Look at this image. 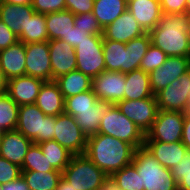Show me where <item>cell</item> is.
Masks as SVG:
<instances>
[{
	"label": "cell",
	"mask_w": 190,
	"mask_h": 190,
	"mask_svg": "<svg viewBox=\"0 0 190 190\" xmlns=\"http://www.w3.org/2000/svg\"><path fill=\"white\" fill-rule=\"evenodd\" d=\"M90 35L92 34L84 31L82 28L74 26V28L68 33V44L76 48L83 40L90 39Z\"/></svg>",
	"instance_id": "cell-45"
},
{
	"label": "cell",
	"mask_w": 190,
	"mask_h": 190,
	"mask_svg": "<svg viewBox=\"0 0 190 190\" xmlns=\"http://www.w3.org/2000/svg\"><path fill=\"white\" fill-rule=\"evenodd\" d=\"M30 190H55L62 178V172L22 171Z\"/></svg>",
	"instance_id": "cell-32"
},
{
	"label": "cell",
	"mask_w": 190,
	"mask_h": 190,
	"mask_svg": "<svg viewBox=\"0 0 190 190\" xmlns=\"http://www.w3.org/2000/svg\"><path fill=\"white\" fill-rule=\"evenodd\" d=\"M97 101L98 98L92 89L78 95L70 96L65 98L64 113L74 117L76 110L91 109Z\"/></svg>",
	"instance_id": "cell-35"
},
{
	"label": "cell",
	"mask_w": 190,
	"mask_h": 190,
	"mask_svg": "<svg viewBox=\"0 0 190 190\" xmlns=\"http://www.w3.org/2000/svg\"><path fill=\"white\" fill-rule=\"evenodd\" d=\"M74 24L89 34L103 35V29L92 12L75 15Z\"/></svg>",
	"instance_id": "cell-38"
},
{
	"label": "cell",
	"mask_w": 190,
	"mask_h": 190,
	"mask_svg": "<svg viewBox=\"0 0 190 190\" xmlns=\"http://www.w3.org/2000/svg\"><path fill=\"white\" fill-rule=\"evenodd\" d=\"M145 33L146 32L128 10L103 29V37L105 39L124 43L140 37Z\"/></svg>",
	"instance_id": "cell-19"
},
{
	"label": "cell",
	"mask_w": 190,
	"mask_h": 190,
	"mask_svg": "<svg viewBox=\"0 0 190 190\" xmlns=\"http://www.w3.org/2000/svg\"><path fill=\"white\" fill-rule=\"evenodd\" d=\"M167 55L160 49L150 44L144 58L141 61L140 69L150 74L159 68L167 59Z\"/></svg>",
	"instance_id": "cell-37"
},
{
	"label": "cell",
	"mask_w": 190,
	"mask_h": 190,
	"mask_svg": "<svg viewBox=\"0 0 190 190\" xmlns=\"http://www.w3.org/2000/svg\"><path fill=\"white\" fill-rule=\"evenodd\" d=\"M5 3H11L15 5H32L33 0H2Z\"/></svg>",
	"instance_id": "cell-51"
},
{
	"label": "cell",
	"mask_w": 190,
	"mask_h": 190,
	"mask_svg": "<svg viewBox=\"0 0 190 190\" xmlns=\"http://www.w3.org/2000/svg\"><path fill=\"white\" fill-rule=\"evenodd\" d=\"M44 81L24 75L7 81L6 93L17 105L35 104Z\"/></svg>",
	"instance_id": "cell-18"
},
{
	"label": "cell",
	"mask_w": 190,
	"mask_h": 190,
	"mask_svg": "<svg viewBox=\"0 0 190 190\" xmlns=\"http://www.w3.org/2000/svg\"><path fill=\"white\" fill-rule=\"evenodd\" d=\"M87 139V135L81 131L73 116L66 113L56 116L53 140L59 145L73 155H80L85 153Z\"/></svg>",
	"instance_id": "cell-10"
},
{
	"label": "cell",
	"mask_w": 190,
	"mask_h": 190,
	"mask_svg": "<svg viewBox=\"0 0 190 190\" xmlns=\"http://www.w3.org/2000/svg\"><path fill=\"white\" fill-rule=\"evenodd\" d=\"M35 13L32 5H15L2 2L0 4V20L19 37L24 31L25 24Z\"/></svg>",
	"instance_id": "cell-24"
},
{
	"label": "cell",
	"mask_w": 190,
	"mask_h": 190,
	"mask_svg": "<svg viewBox=\"0 0 190 190\" xmlns=\"http://www.w3.org/2000/svg\"><path fill=\"white\" fill-rule=\"evenodd\" d=\"M22 175L20 166L0 157V183L6 184Z\"/></svg>",
	"instance_id": "cell-39"
},
{
	"label": "cell",
	"mask_w": 190,
	"mask_h": 190,
	"mask_svg": "<svg viewBox=\"0 0 190 190\" xmlns=\"http://www.w3.org/2000/svg\"><path fill=\"white\" fill-rule=\"evenodd\" d=\"M0 66L6 80L26 75L25 43L17 41L0 50Z\"/></svg>",
	"instance_id": "cell-20"
},
{
	"label": "cell",
	"mask_w": 190,
	"mask_h": 190,
	"mask_svg": "<svg viewBox=\"0 0 190 190\" xmlns=\"http://www.w3.org/2000/svg\"><path fill=\"white\" fill-rule=\"evenodd\" d=\"M190 70V57H167L164 64L152 71L150 87L154 96Z\"/></svg>",
	"instance_id": "cell-14"
},
{
	"label": "cell",
	"mask_w": 190,
	"mask_h": 190,
	"mask_svg": "<svg viewBox=\"0 0 190 190\" xmlns=\"http://www.w3.org/2000/svg\"><path fill=\"white\" fill-rule=\"evenodd\" d=\"M2 186H3V184L0 183V190H3V189H2Z\"/></svg>",
	"instance_id": "cell-55"
},
{
	"label": "cell",
	"mask_w": 190,
	"mask_h": 190,
	"mask_svg": "<svg viewBox=\"0 0 190 190\" xmlns=\"http://www.w3.org/2000/svg\"><path fill=\"white\" fill-rule=\"evenodd\" d=\"M56 116L45 115L36 104L19 105L16 130L39 144L54 139Z\"/></svg>",
	"instance_id": "cell-5"
},
{
	"label": "cell",
	"mask_w": 190,
	"mask_h": 190,
	"mask_svg": "<svg viewBox=\"0 0 190 190\" xmlns=\"http://www.w3.org/2000/svg\"><path fill=\"white\" fill-rule=\"evenodd\" d=\"M186 13L190 15V0H186Z\"/></svg>",
	"instance_id": "cell-53"
},
{
	"label": "cell",
	"mask_w": 190,
	"mask_h": 190,
	"mask_svg": "<svg viewBox=\"0 0 190 190\" xmlns=\"http://www.w3.org/2000/svg\"><path fill=\"white\" fill-rule=\"evenodd\" d=\"M151 44L168 57H190V15L163 14L158 25L149 32Z\"/></svg>",
	"instance_id": "cell-1"
},
{
	"label": "cell",
	"mask_w": 190,
	"mask_h": 190,
	"mask_svg": "<svg viewBox=\"0 0 190 190\" xmlns=\"http://www.w3.org/2000/svg\"><path fill=\"white\" fill-rule=\"evenodd\" d=\"M98 133L120 139L133 145L136 149L143 147L145 142V134L134 122L121 113L117 105H112L105 114L100 122Z\"/></svg>",
	"instance_id": "cell-7"
},
{
	"label": "cell",
	"mask_w": 190,
	"mask_h": 190,
	"mask_svg": "<svg viewBox=\"0 0 190 190\" xmlns=\"http://www.w3.org/2000/svg\"><path fill=\"white\" fill-rule=\"evenodd\" d=\"M125 81L124 100H140L154 97L150 87V76L142 69L125 73Z\"/></svg>",
	"instance_id": "cell-27"
},
{
	"label": "cell",
	"mask_w": 190,
	"mask_h": 190,
	"mask_svg": "<svg viewBox=\"0 0 190 190\" xmlns=\"http://www.w3.org/2000/svg\"><path fill=\"white\" fill-rule=\"evenodd\" d=\"M98 190H122L111 175L107 176Z\"/></svg>",
	"instance_id": "cell-48"
},
{
	"label": "cell",
	"mask_w": 190,
	"mask_h": 190,
	"mask_svg": "<svg viewBox=\"0 0 190 190\" xmlns=\"http://www.w3.org/2000/svg\"><path fill=\"white\" fill-rule=\"evenodd\" d=\"M127 10L145 32L154 29L163 15L160 0H129Z\"/></svg>",
	"instance_id": "cell-21"
},
{
	"label": "cell",
	"mask_w": 190,
	"mask_h": 190,
	"mask_svg": "<svg viewBox=\"0 0 190 190\" xmlns=\"http://www.w3.org/2000/svg\"><path fill=\"white\" fill-rule=\"evenodd\" d=\"M18 41L25 44L48 41L45 14L35 12L32 18L27 20Z\"/></svg>",
	"instance_id": "cell-30"
},
{
	"label": "cell",
	"mask_w": 190,
	"mask_h": 190,
	"mask_svg": "<svg viewBox=\"0 0 190 190\" xmlns=\"http://www.w3.org/2000/svg\"><path fill=\"white\" fill-rule=\"evenodd\" d=\"M3 190H30L27 185V182L21 175L19 178L12 180L2 186Z\"/></svg>",
	"instance_id": "cell-46"
},
{
	"label": "cell",
	"mask_w": 190,
	"mask_h": 190,
	"mask_svg": "<svg viewBox=\"0 0 190 190\" xmlns=\"http://www.w3.org/2000/svg\"><path fill=\"white\" fill-rule=\"evenodd\" d=\"M48 41L61 39L68 43V33L74 28L75 15L69 10L45 14Z\"/></svg>",
	"instance_id": "cell-26"
},
{
	"label": "cell",
	"mask_w": 190,
	"mask_h": 190,
	"mask_svg": "<svg viewBox=\"0 0 190 190\" xmlns=\"http://www.w3.org/2000/svg\"><path fill=\"white\" fill-rule=\"evenodd\" d=\"M6 87H7V80L4 77V74H3L1 66H0V93L5 92Z\"/></svg>",
	"instance_id": "cell-52"
},
{
	"label": "cell",
	"mask_w": 190,
	"mask_h": 190,
	"mask_svg": "<svg viewBox=\"0 0 190 190\" xmlns=\"http://www.w3.org/2000/svg\"><path fill=\"white\" fill-rule=\"evenodd\" d=\"M38 145L55 170L62 172L70 163L73 154L63 146L59 145L56 141H44Z\"/></svg>",
	"instance_id": "cell-31"
},
{
	"label": "cell",
	"mask_w": 190,
	"mask_h": 190,
	"mask_svg": "<svg viewBox=\"0 0 190 190\" xmlns=\"http://www.w3.org/2000/svg\"><path fill=\"white\" fill-rule=\"evenodd\" d=\"M26 75L52 81V68L48 41L25 44Z\"/></svg>",
	"instance_id": "cell-15"
},
{
	"label": "cell",
	"mask_w": 190,
	"mask_h": 190,
	"mask_svg": "<svg viewBox=\"0 0 190 190\" xmlns=\"http://www.w3.org/2000/svg\"><path fill=\"white\" fill-rule=\"evenodd\" d=\"M22 171L60 172L55 170L44 156L38 144H32L24 158Z\"/></svg>",
	"instance_id": "cell-34"
},
{
	"label": "cell",
	"mask_w": 190,
	"mask_h": 190,
	"mask_svg": "<svg viewBox=\"0 0 190 190\" xmlns=\"http://www.w3.org/2000/svg\"><path fill=\"white\" fill-rule=\"evenodd\" d=\"M127 10V0H94L93 15L102 29Z\"/></svg>",
	"instance_id": "cell-29"
},
{
	"label": "cell",
	"mask_w": 190,
	"mask_h": 190,
	"mask_svg": "<svg viewBox=\"0 0 190 190\" xmlns=\"http://www.w3.org/2000/svg\"><path fill=\"white\" fill-rule=\"evenodd\" d=\"M49 54L52 68V81L59 76L76 70L75 48L61 39L50 40Z\"/></svg>",
	"instance_id": "cell-16"
},
{
	"label": "cell",
	"mask_w": 190,
	"mask_h": 190,
	"mask_svg": "<svg viewBox=\"0 0 190 190\" xmlns=\"http://www.w3.org/2000/svg\"><path fill=\"white\" fill-rule=\"evenodd\" d=\"M185 114L177 111L159 110L151 129L145 135V141L180 142Z\"/></svg>",
	"instance_id": "cell-9"
},
{
	"label": "cell",
	"mask_w": 190,
	"mask_h": 190,
	"mask_svg": "<svg viewBox=\"0 0 190 190\" xmlns=\"http://www.w3.org/2000/svg\"><path fill=\"white\" fill-rule=\"evenodd\" d=\"M35 104L45 115L58 116L64 113L65 99L54 80L42 84Z\"/></svg>",
	"instance_id": "cell-23"
},
{
	"label": "cell",
	"mask_w": 190,
	"mask_h": 190,
	"mask_svg": "<svg viewBox=\"0 0 190 190\" xmlns=\"http://www.w3.org/2000/svg\"><path fill=\"white\" fill-rule=\"evenodd\" d=\"M159 110L186 113L190 106V70L155 95Z\"/></svg>",
	"instance_id": "cell-11"
},
{
	"label": "cell",
	"mask_w": 190,
	"mask_h": 190,
	"mask_svg": "<svg viewBox=\"0 0 190 190\" xmlns=\"http://www.w3.org/2000/svg\"><path fill=\"white\" fill-rule=\"evenodd\" d=\"M116 105L145 135L151 129L159 111L155 96L140 100H121Z\"/></svg>",
	"instance_id": "cell-12"
},
{
	"label": "cell",
	"mask_w": 190,
	"mask_h": 190,
	"mask_svg": "<svg viewBox=\"0 0 190 190\" xmlns=\"http://www.w3.org/2000/svg\"><path fill=\"white\" fill-rule=\"evenodd\" d=\"M17 105L6 92L0 93V131L15 130L18 122Z\"/></svg>",
	"instance_id": "cell-33"
},
{
	"label": "cell",
	"mask_w": 190,
	"mask_h": 190,
	"mask_svg": "<svg viewBox=\"0 0 190 190\" xmlns=\"http://www.w3.org/2000/svg\"><path fill=\"white\" fill-rule=\"evenodd\" d=\"M178 190H190V174H182L177 180Z\"/></svg>",
	"instance_id": "cell-49"
},
{
	"label": "cell",
	"mask_w": 190,
	"mask_h": 190,
	"mask_svg": "<svg viewBox=\"0 0 190 190\" xmlns=\"http://www.w3.org/2000/svg\"><path fill=\"white\" fill-rule=\"evenodd\" d=\"M162 14L186 12V0H160Z\"/></svg>",
	"instance_id": "cell-42"
},
{
	"label": "cell",
	"mask_w": 190,
	"mask_h": 190,
	"mask_svg": "<svg viewBox=\"0 0 190 190\" xmlns=\"http://www.w3.org/2000/svg\"><path fill=\"white\" fill-rule=\"evenodd\" d=\"M18 41V37L0 20V50L14 45Z\"/></svg>",
	"instance_id": "cell-43"
},
{
	"label": "cell",
	"mask_w": 190,
	"mask_h": 190,
	"mask_svg": "<svg viewBox=\"0 0 190 190\" xmlns=\"http://www.w3.org/2000/svg\"><path fill=\"white\" fill-rule=\"evenodd\" d=\"M132 164L144 190H178L171 169L163 167L144 146L136 149Z\"/></svg>",
	"instance_id": "cell-4"
},
{
	"label": "cell",
	"mask_w": 190,
	"mask_h": 190,
	"mask_svg": "<svg viewBox=\"0 0 190 190\" xmlns=\"http://www.w3.org/2000/svg\"><path fill=\"white\" fill-rule=\"evenodd\" d=\"M55 190H76L70 185L63 177L60 179L58 186Z\"/></svg>",
	"instance_id": "cell-50"
},
{
	"label": "cell",
	"mask_w": 190,
	"mask_h": 190,
	"mask_svg": "<svg viewBox=\"0 0 190 190\" xmlns=\"http://www.w3.org/2000/svg\"><path fill=\"white\" fill-rule=\"evenodd\" d=\"M65 98L92 89V78L80 71H72L54 80Z\"/></svg>",
	"instance_id": "cell-28"
},
{
	"label": "cell",
	"mask_w": 190,
	"mask_h": 190,
	"mask_svg": "<svg viewBox=\"0 0 190 190\" xmlns=\"http://www.w3.org/2000/svg\"><path fill=\"white\" fill-rule=\"evenodd\" d=\"M35 12L47 14L66 10V0H33Z\"/></svg>",
	"instance_id": "cell-40"
},
{
	"label": "cell",
	"mask_w": 190,
	"mask_h": 190,
	"mask_svg": "<svg viewBox=\"0 0 190 190\" xmlns=\"http://www.w3.org/2000/svg\"><path fill=\"white\" fill-rule=\"evenodd\" d=\"M144 147L163 167L168 169L178 165L188 150L182 141L174 143L145 141Z\"/></svg>",
	"instance_id": "cell-22"
},
{
	"label": "cell",
	"mask_w": 190,
	"mask_h": 190,
	"mask_svg": "<svg viewBox=\"0 0 190 190\" xmlns=\"http://www.w3.org/2000/svg\"><path fill=\"white\" fill-rule=\"evenodd\" d=\"M186 114L190 117V106L188 107Z\"/></svg>",
	"instance_id": "cell-54"
},
{
	"label": "cell",
	"mask_w": 190,
	"mask_h": 190,
	"mask_svg": "<svg viewBox=\"0 0 190 190\" xmlns=\"http://www.w3.org/2000/svg\"><path fill=\"white\" fill-rule=\"evenodd\" d=\"M85 154L73 155L62 177L76 190H98L107 177Z\"/></svg>",
	"instance_id": "cell-6"
},
{
	"label": "cell",
	"mask_w": 190,
	"mask_h": 190,
	"mask_svg": "<svg viewBox=\"0 0 190 190\" xmlns=\"http://www.w3.org/2000/svg\"><path fill=\"white\" fill-rule=\"evenodd\" d=\"M76 70L93 78L105 71L103 35H90L75 48Z\"/></svg>",
	"instance_id": "cell-8"
},
{
	"label": "cell",
	"mask_w": 190,
	"mask_h": 190,
	"mask_svg": "<svg viewBox=\"0 0 190 190\" xmlns=\"http://www.w3.org/2000/svg\"><path fill=\"white\" fill-rule=\"evenodd\" d=\"M181 141L190 150V117L187 114H185Z\"/></svg>",
	"instance_id": "cell-47"
},
{
	"label": "cell",
	"mask_w": 190,
	"mask_h": 190,
	"mask_svg": "<svg viewBox=\"0 0 190 190\" xmlns=\"http://www.w3.org/2000/svg\"><path fill=\"white\" fill-rule=\"evenodd\" d=\"M112 105L108 101L98 100L91 109L76 110L74 118L87 137L98 134L100 122Z\"/></svg>",
	"instance_id": "cell-25"
},
{
	"label": "cell",
	"mask_w": 190,
	"mask_h": 190,
	"mask_svg": "<svg viewBox=\"0 0 190 190\" xmlns=\"http://www.w3.org/2000/svg\"><path fill=\"white\" fill-rule=\"evenodd\" d=\"M125 82V73L105 70L92 78V90L98 100L116 105L124 100Z\"/></svg>",
	"instance_id": "cell-13"
},
{
	"label": "cell",
	"mask_w": 190,
	"mask_h": 190,
	"mask_svg": "<svg viewBox=\"0 0 190 190\" xmlns=\"http://www.w3.org/2000/svg\"><path fill=\"white\" fill-rule=\"evenodd\" d=\"M173 177L177 180L182 174H190V150H187L179 164L171 169Z\"/></svg>",
	"instance_id": "cell-44"
},
{
	"label": "cell",
	"mask_w": 190,
	"mask_h": 190,
	"mask_svg": "<svg viewBox=\"0 0 190 190\" xmlns=\"http://www.w3.org/2000/svg\"><path fill=\"white\" fill-rule=\"evenodd\" d=\"M93 5L94 0H66V10L74 15L92 12Z\"/></svg>",
	"instance_id": "cell-41"
},
{
	"label": "cell",
	"mask_w": 190,
	"mask_h": 190,
	"mask_svg": "<svg viewBox=\"0 0 190 190\" xmlns=\"http://www.w3.org/2000/svg\"><path fill=\"white\" fill-rule=\"evenodd\" d=\"M150 44L148 32L127 43L107 40L103 37L105 70L128 73L140 69L141 61Z\"/></svg>",
	"instance_id": "cell-3"
},
{
	"label": "cell",
	"mask_w": 190,
	"mask_h": 190,
	"mask_svg": "<svg viewBox=\"0 0 190 190\" xmlns=\"http://www.w3.org/2000/svg\"><path fill=\"white\" fill-rule=\"evenodd\" d=\"M136 148L120 139L94 134L88 137L85 155L106 175H112L133 161Z\"/></svg>",
	"instance_id": "cell-2"
},
{
	"label": "cell",
	"mask_w": 190,
	"mask_h": 190,
	"mask_svg": "<svg viewBox=\"0 0 190 190\" xmlns=\"http://www.w3.org/2000/svg\"><path fill=\"white\" fill-rule=\"evenodd\" d=\"M33 141L18 130L4 131L0 137V157L22 167L24 158Z\"/></svg>",
	"instance_id": "cell-17"
},
{
	"label": "cell",
	"mask_w": 190,
	"mask_h": 190,
	"mask_svg": "<svg viewBox=\"0 0 190 190\" xmlns=\"http://www.w3.org/2000/svg\"><path fill=\"white\" fill-rule=\"evenodd\" d=\"M111 176L122 190H144L141 188L140 176L132 163L114 172Z\"/></svg>",
	"instance_id": "cell-36"
}]
</instances>
